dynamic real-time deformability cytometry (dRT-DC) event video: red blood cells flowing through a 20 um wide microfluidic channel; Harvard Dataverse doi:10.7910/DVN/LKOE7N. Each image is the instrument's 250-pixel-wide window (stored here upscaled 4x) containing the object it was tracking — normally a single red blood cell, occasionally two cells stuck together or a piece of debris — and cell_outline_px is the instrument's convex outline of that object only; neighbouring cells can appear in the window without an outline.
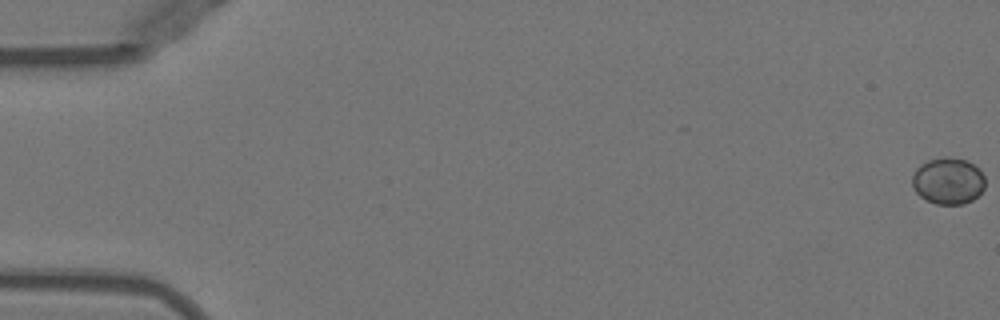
{"species": "Egyptian fruit bat (a non-hibernating species)", "species_latin": "Rousettus aegyptiacus", "temperature_condition": "warm", "stored_images_in_passage": 52, "camera_frame_rate_fps": 3000, "um_per_image_px": 0.085, "animal": {"sex": "female"}, "frame": {"image": 1, "passage_image": 1, "time_ms": 0.0, "image_size_px": [1000, 320], "cell_outline_px": [[984, 188], [972, 200], [964, 204], [936, 204], [920, 196], [912, 188], [912, 176], [916, 168], [920, 164], [928, 160], [944, 156], [948, 156], [968, 160], [980, 168], [984, 176]], "centroid_in_image_um": [80.59, 15.35], "position_along_channel_um": 4.4, "area_um2": 20.06}}
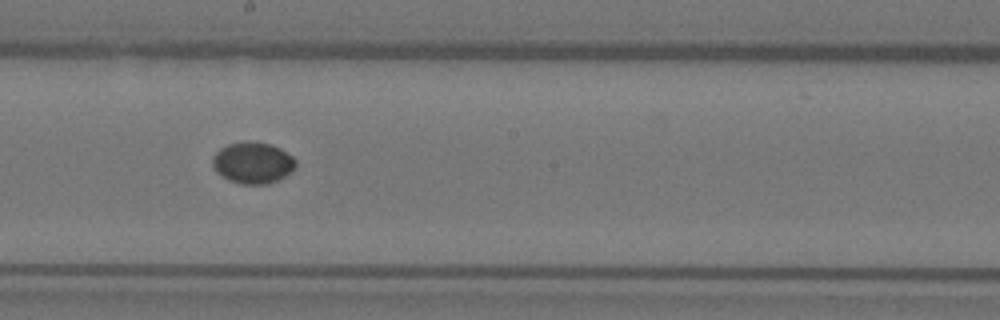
{"frame": {"image": 2, "passage_image": 30, "time_ms": 9.667, "image_size_px": [1000, 320], "cell_outline_px": [[296, 168], [292, 172], [268, 184], [240, 184], [228, 180], [216, 172], [212, 164], [212, 156], [220, 148], [228, 144], [244, 140], [248, 140], [272, 144], [280, 148], [292, 156], [296, 160]], "centroid_in_image_um": [21.48, 13.82], "position_along_channel_um": 226.7, "area_um2": 20.4}}
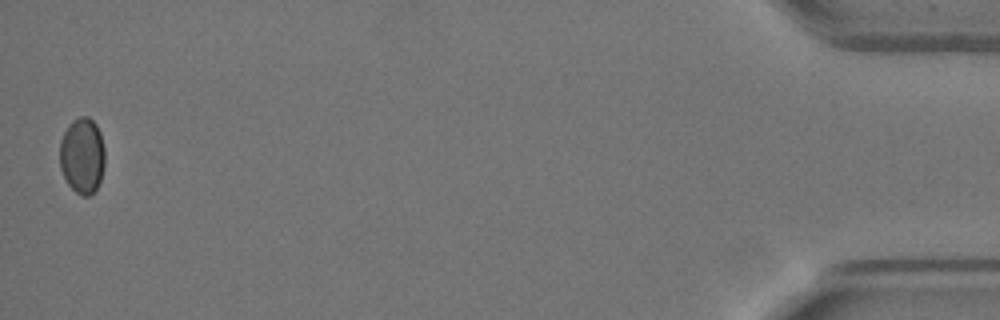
{"frame": {"image": 3, "passage_image": 52, "time_ms": 17.0, "image_size_px": [1000, 320], "cell_outline_px": [[104, 168], [100, 180], [96, 188], [88, 196], [80, 196], [68, 184], [60, 168], [60, 140], [68, 124], [72, 120], [80, 116], [88, 116], [96, 124], [100, 132], [104, 148]], "centroid_in_image_um": [6.98, 13.21], "position_along_channel_um": 428.2, "area_um2": 20.06}}